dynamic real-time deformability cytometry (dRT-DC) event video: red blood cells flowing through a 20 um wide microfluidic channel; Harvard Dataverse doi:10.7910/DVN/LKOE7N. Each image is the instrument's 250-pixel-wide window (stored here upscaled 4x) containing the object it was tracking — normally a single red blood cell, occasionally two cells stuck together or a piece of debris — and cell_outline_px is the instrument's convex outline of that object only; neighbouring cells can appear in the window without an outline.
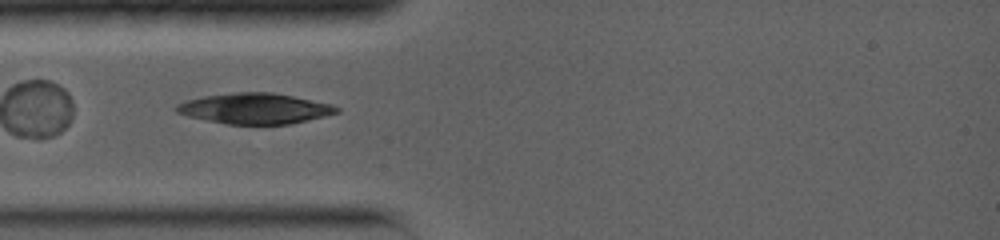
{"species": "common noctule bat (a hibernating species)", "species_latin": "Nyctalus noctula", "temperature_condition": "warm", "stored_images_in_passage": 43, "camera_frame_rate_fps": 5000, "um_per_image_px": 0.085, "animal": {"sex": "female", "body_mass_g": 19.0, "forearm_length_mm": 56.7}, "frame": {"image": 1, "passage_image": 3, "time_ms": 0.6, "image_size_px": [1000, 240], "cell_outline_px": [[340, 112], [292, 124], [224, 124], [188, 116], [176, 112], [172, 108], [176, 104], [184, 100], [204, 96], [236, 92], [272, 92], [332, 104], [340, 108]], "centroid_in_image_um": [21.63, 9.22], "position_along_channel_um": 63.4, "area_um2": 28.73}, "authors_computed_cell_mechanics": {"area_um2": 28.033, "velocity_mm_per_s": 3.9509, "shape_relaxation_time_tau1_ms": 5.4388, "shape_relaxation_time_tau2_ms": null, "deformation_change_tau1": 0.2791, "deformation_change_tau2": null}}